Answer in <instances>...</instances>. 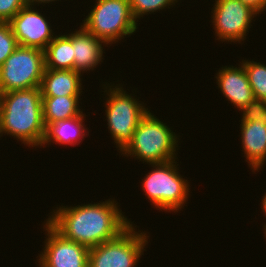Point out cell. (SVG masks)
<instances>
[{
	"instance_id": "1",
	"label": "cell",
	"mask_w": 266,
	"mask_h": 267,
	"mask_svg": "<svg viewBox=\"0 0 266 267\" xmlns=\"http://www.w3.org/2000/svg\"><path fill=\"white\" fill-rule=\"evenodd\" d=\"M115 199L77 206H59L47 221L65 238L89 248L118 237L131 222Z\"/></svg>"
},
{
	"instance_id": "2",
	"label": "cell",
	"mask_w": 266,
	"mask_h": 267,
	"mask_svg": "<svg viewBox=\"0 0 266 267\" xmlns=\"http://www.w3.org/2000/svg\"><path fill=\"white\" fill-rule=\"evenodd\" d=\"M5 133L29 147L41 146L45 125L40 87L0 94V137Z\"/></svg>"
},
{
	"instance_id": "3",
	"label": "cell",
	"mask_w": 266,
	"mask_h": 267,
	"mask_svg": "<svg viewBox=\"0 0 266 267\" xmlns=\"http://www.w3.org/2000/svg\"><path fill=\"white\" fill-rule=\"evenodd\" d=\"M169 125L160 121L153 113H148L138 123L132 140L120 152L123 156H133L146 164L164 163L177 159L179 137Z\"/></svg>"
},
{
	"instance_id": "4",
	"label": "cell",
	"mask_w": 266,
	"mask_h": 267,
	"mask_svg": "<svg viewBox=\"0 0 266 267\" xmlns=\"http://www.w3.org/2000/svg\"><path fill=\"white\" fill-rule=\"evenodd\" d=\"M177 163L174 159L150 164L153 167L152 171L146 174L144 180L142 179L144 195L148 196L147 198L157 210L178 212L188 200L189 181L180 175Z\"/></svg>"
},
{
	"instance_id": "5",
	"label": "cell",
	"mask_w": 266,
	"mask_h": 267,
	"mask_svg": "<svg viewBox=\"0 0 266 267\" xmlns=\"http://www.w3.org/2000/svg\"><path fill=\"white\" fill-rule=\"evenodd\" d=\"M107 85V86H106ZM107 98L105 99V115L107 128L120 152L132 140L135 129L141 119L148 113L144 103L124 91L123 85L106 83L103 85ZM114 87V88H113ZM109 88V89H108ZM140 102V103H139Z\"/></svg>"
},
{
	"instance_id": "6",
	"label": "cell",
	"mask_w": 266,
	"mask_h": 267,
	"mask_svg": "<svg viewBox=\"0 0 266 267\" xmlns=\"http://www.w3.org/2000/svg\"><path fill=\"white\" fill-rule=\"evenodd\" d=\"M82 22L87 31L107 45L132 35L138 28L129 0L95 1L93 9Z\"/></svg>"
},
{
	"instance_id": "7",
	"label": "cell",
	"mask_w": 266,
	"mask_h": 267,
	"mask_svg": "<svg viewBox=\"0 0 266 267\" xmlns=\"http://www.w3.org/2000/svg\"><path fill=\"white\" fill-rule=\"evenodd\" d=\"M44 69L43 50L18 46L0 67V94L40 87Z\"/></svg>"
},
{
	"instance_id": "8",
	"label": "cell",
	"mask_w": 266,
	"mask_h": 267,
	"mask_svg": "<svg viewBox=\"0 0 266 267\" xmlns=\"http://www.w3.org/2000/svg\"><path fill=\"white\" fill-rule=\"evenodd\" d=\"M131 224L118 237L89 249L88 267H136L149 236Z\"/></svg>"
},
{
	"instance_id": "9",
	"label": "cell",
	"mask_w": 266,
	"mask_h": 267,
	"mask_svg": "<svg viewBox=\"0 0 266 267\" xmlns=\"http://www.w3.org/2000/svg\"><path fill=\"white\" fill-rule=\"evenodd\" d=\"M211 13L217 39L235 44L245 40L253 18L258 15L240 0H215Z\"/></svg>"
},
{
	"instance_id": "10",
	"label": "cell",
	"mask_w": 266,
	"mask_h": 267,
	"mask_svg": "<svg viewBox=\"0 0 266 267\" xmlns=\"http://www.w3.org/2000/svg\"><path fill=\"white\" fill-rule=\"evenodd\" d=\"M43 226L47 238L37 259L39 267H88L89 247L65 238L47 220Z\"/></svg>"
},
{
	"instance_id": "11",
	"label": "cell",
	"mask_w": 266,
	"mask_h": 267,
	"mask_svg": "<svg viewBox=\"0 0 266 267\" xmlns=\"http://www.w3.org/2000/svg\"><path fill=\"white\" fill-rule=\"evenodd\" d=\"M33 8L24 6L8 23L19 46L44 51L56 35L45 16Z\"/></svg>"
},
{
	"instance_id": "12",
	"label": "cell",
	"mask_w": 266,
	"mask_h": 267,
	"mask_svg": "<svg viewBox=\"0 0 266 267\" xmlns=\"http://www.w3.org/2000/svg\"><path fill=\"white\" fill-rule=\"evenodd\" d=\"M241 65V66H240ZM217 87L234 107L241 111L253 99L254 94L243 64L239 67L225 66L216 73Z\"/></svg>"
},
{
	"instance_id": "13",
	"label": "cell",
	"mask_w": 266,
	"mask_h": 267,
	"mask_svg": "<svg viewBox=\"0 0 266 267\" xmlns=\"http://www.w3.org/2000/svg\"><path fill=\"white\" fill-rule=\"evenodd\" d=\"M107 45L103 40L96 38L87 31L82 24L79 30L72 32V45L74 53V70L87 72L94 70L100 62H103L104 46Z\"/></svg>"
},
{
	"instance_id": "14",
	"label": "cell",
	"mask_w": 266,
	"mask_h": 267,
	"mask_svg": "<svg viewBox=\"0 0 266 267\" xmlns=\"http://www.w3.org/2000/svg\"><path fill=\"white\" fill-rule=\"evenodd\" d=\"M241 139L246 162L252 172L259 171L266 162V124L262 121L241 122Z\"/></svg>"
},
{
	"instance_id": "15",
	"label": "cell",
	"mask_w": 266,
	"mask_h": 267,
	"mask_svg": "<svg viewBox=\"0 0 266 267\" xmlns=\"http://www.w3.org/2000/svg\"><path fill=\"white\" fill-rule=\"evenodd\" d=\"M81 73L75 70L44 69L40 85L42 97L80 96Z\"/></svg>"
},
{
	"instance_id": "16",
	"label": "cell",
	"mask_w": 266,
	"mask_h": 267,
	"mask_svg": "<svg viewBox=\"0 0 266 267\" xmlns=\"http://www.w3.org/2000/svg\"><path fill=\"white\" fill-rule=\"evenodd\" d=\"M85 117L83 113L77 117L47 124L45 126V136L41 147L46 144L51 145V142L60 145H79L85 135H89V133H85L87 128L83 125V120H86L84 119Z\"/></svg>"
},
{
	"instance_id": "17",
	"label": "cell",
	"mask_w": 266,
	"mask_h": 267,
	"mask_svg": "<svg viewBox=\"0 0 266 267\" xmlns=\"http://www.w3.org/2000/svg\"><path fill=\"white\" fill-rule=\"evenodd\" d=\"M80 96L42 97L43 122L52 124L83 114Z\"/></svg>"
},
{
	"instance_id": "18",
	"label": "cell",
	"mask_w": 266,
	"mask_h": 267,
	"mask_svg": "<svg viewBox=\"0 0 266 267\" xmlns=\"http://www.w3.org/2000/svg\"><path fill=\"white\" fill-rule=\"evenodd\" d=\"M45 68L74 70L72 33L56 35L44 50Z\"/></svg>"
},
{
	"instance_id": "19",
	"label": "cell",
	"mask_w": 266,
	"mask_h": 267,
	"mask_svg": "<svg viewBox=\"0 0 266 267\" xmlns=\"http://www.w3.org/2000/svg\"><path fill=\"white\" fill-rule=\"evenodd\" d=\"M254 98L266 101V65L260 62L242 60Z\"/></svg>"
},
{
	"instance_id": "20",
	"label": "cell",
	"mask_w": 266,
	"mask_h": 267,
	"mask_svg": "<svg viewBox=\"0 0 266 267\" xmlns=\"http://www.w3.org/2000/svg\"><path fill=\"white\" fill-rule=\"evenodd\" d=\"M179 0H129L130 9L135 20H140L144 15H148L167 7L170 9ZM170 6V7H169Z\"/></svg>"
},
{
	"instance_id": "21",
	"label": "cell",
	"mask_w": 266,
	"mask_h": 267,
	"mask_svg": "<svg viewBox=\"0 0 266 267\" xmlns=\"http://www.w3.org/2000/svg\"><path fill=\"white\" fill-rule=\"evenodd\" d=\"M18 46L10 24L0 22V67Z\"/></svg>"
},
{
	"instance_id": "22",
	"label": "cell",
	"mask_w": 266,
	"mask_h": 267,
	"mask_svg": "<svg viewBox=\"0 0 266 267\" xmlns=\"http://www.w3.org/2000/svg\"><path fill=\"white\" fill-rule=\"evenodd\" d=\"M241 122L262 121L266 124V101L254 98L241 110Z\"/></svg>"
},
{
	"instance_id": "23",
	"label": "cell",
	"mask_w": 266,
	"mask_h": 267,
	"mask_svg": "<svg viewBox=\"0 0 266 267\" xmlns=\"http://www.w3.org/2000/svg\"><path fill=\"white\" fill-rule=\"evenodd\" d=\"M24 6L26 0H0V22L8 23Z\"/></svg>"
},
{
	"instance_id": "24",
	"label": "cell",
	"mask_w": 266,
	"mask_h": 267,
	"mask_svg": "<svg viewBox=\"0 0 266 267\" xmlns=\"http://www.w3.org/2000/svg\"><path fill=\"white\" fill-rule=\"evenodd\" d=\"M242 3L250 6L258 14L266 11V0H240Z\"/></svg>"
},
{
	"instance_id": "25",
	"label": "cell",
	"mask_w": 266,
	"mask_h": 267,
	"mask_svg": "<svg viewBox=\"0 0 266 267\" xmlns=\"http://www.w3.org/2000/svg\"><path fill=\"white\" fill-rule=\"evenodd\" d=\"M54 1H59V0H26V5L27 6H35L36 4H43V3H50V2H54ZM35 4V5H34Z\"/></svg>"
},
{
	"instance_id": "26",
	"label": "cell",
	"mask_w": 266,
	"mask_h": 267,
	"mask_svg": "<svg viewBox=\"0 0 266 267\" xmlns=\"http://www.w3.org/2000/svg\"><path fill=\"white\" fill-rule=\"evenodd\" d=\"M261 209H262V212H264L266 216V193L264 194L262 201H261Z\"/></svg>"
},
{
	"instance_id": "27",
	"label": "cell",
	"mask_w": 266,
	"mask_h": 267,
	"mask_svg": "<svg viewBox=\"0 0 266 267\" xmlns=\"http://www.w3.org/2000/svg\"><path fill=\"white\" fill-rule=\"evenodd\" d=\"M263 227H264V230H265L264 231V234H265L264 237H265L266 236V224Z\"/></svg>"
}]
</instances>
